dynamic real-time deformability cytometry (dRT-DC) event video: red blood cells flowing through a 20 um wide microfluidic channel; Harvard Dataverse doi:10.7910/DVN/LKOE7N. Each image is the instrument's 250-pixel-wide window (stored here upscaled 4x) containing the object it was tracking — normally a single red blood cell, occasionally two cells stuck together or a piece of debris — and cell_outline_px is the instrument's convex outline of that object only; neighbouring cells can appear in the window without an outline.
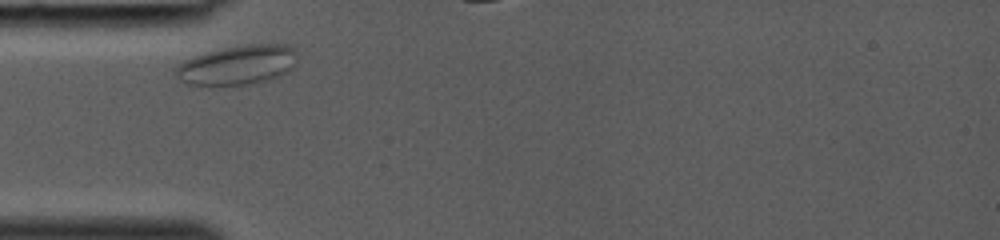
{"species": "common noctule bat (a hibernating species)", "species_latin": "Nyctalus noctula", "temperature_condition": "room temperature", "stored_images_in_passage": 3, "camera_frame_rate_fps": 3000, "um_per_image_px": 0.085, "animal": {"sex": "female", "body_mass_g": 19.0, "forearm_length_mm": 53.3}, "frame": {"image": 1, "passage_image": 1, "time_ms": 0.0, "image_size_px": [1000, 240], "cell_outline_px": [[296, 52], [292, 68], [288, 72], [280, 76], [268, 80], [244, 84], [188, 84], [176, 76], [172, 72], [184, 60], [192, 56], [208, 52], [248, 44], [288, 44]], "centroid_in_image_um": [20.2, 5.51], "position_along_channel_um": 64.8, "area_um2": 27.4}}